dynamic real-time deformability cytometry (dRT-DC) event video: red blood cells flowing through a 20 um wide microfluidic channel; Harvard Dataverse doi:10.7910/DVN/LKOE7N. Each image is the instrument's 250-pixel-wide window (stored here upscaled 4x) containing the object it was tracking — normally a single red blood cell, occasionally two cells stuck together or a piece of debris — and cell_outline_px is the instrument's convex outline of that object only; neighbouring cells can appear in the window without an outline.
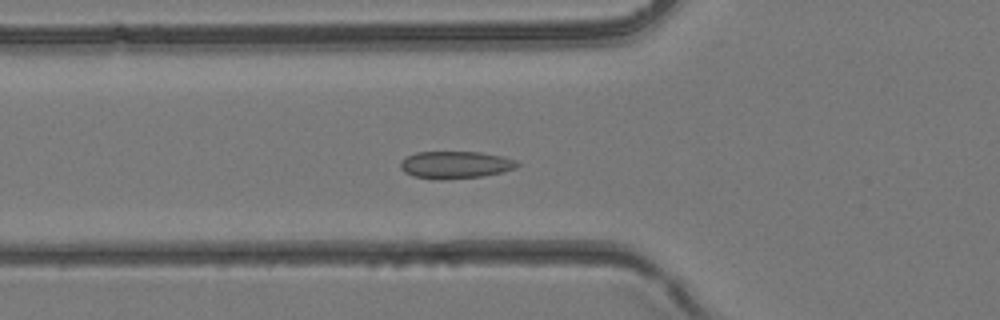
{"species": "common noctule bat (a hibernating species)", "species_latin": "Nyctalus noctula", "temperature_condition": "room temperature", "stored_images_in_passage": 37, "camera_frame_rate_fps": 3000, "um_per_image_px": 0.085, "animal": {"sex": "female", "body_mass_g": 24.6, "forearm_length_mm": 56.2}, "frame": {"image": 1, "passage_image": 11, "time_ms": 3.333, "image_size_px": [1000, 320], "cell_outline_px": [[520, 164], [516, 168], [484, 176], [440, 180], [412, 176], [404, 172], [400, 168], [400, 160], [416, 152], [480, 152], [500, 156], [516, 160]], "centroid_in_image_um": [38.68, 14.01], "position_along_channel_um": 87.1, "area_um2": 18.61}}
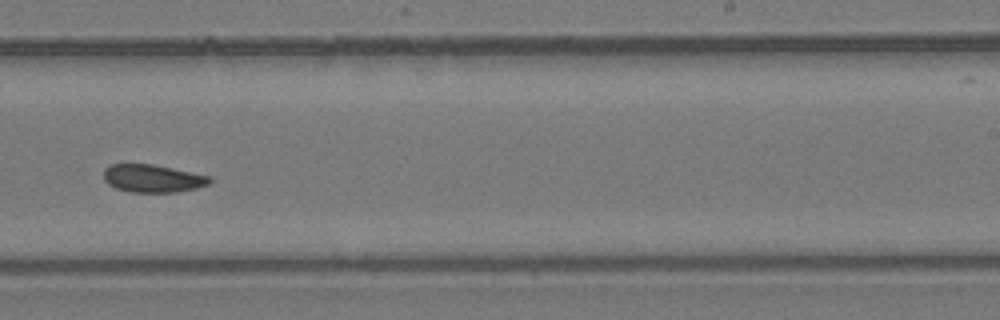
{"frame": {"image": 2, "passage_image": 22, "time_ms": 7.0, "image_size_px": [1000, 320], "cell_outline_px": [[212, 180], [208, 184], [196, 188], [176, 192], [128, 192], [116, 188], [108, 184], [104, 180], [104, 168], [108, 164], [152, 164], [212, 176]], "centroid_in_image_um": [12.96, 15.16], "position_along_channel_um": 276.0, "area_um2": 17.28}}
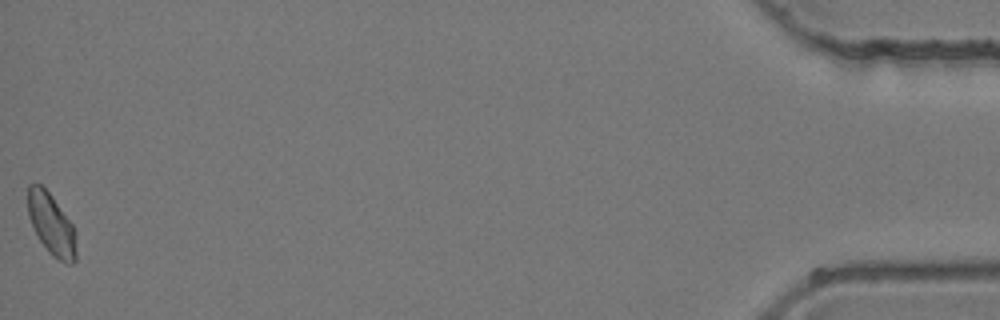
{"frame": {"image": 3, "passage_image": 37, "time_ms": 12.0, "image_size_px": [1000, 320], "cell_outline_px": [[76, 260], [72, 264], [68, 264], [52, 256], [48, 252], [40, 240], [28, 216], [28, 184], [40, 184], [52, 196], [72, 224], [76, 232]], "centroid_in_image_um": [4.39, 19.09], "position_along_channel_um": 430.8, "area_um2": 17.22}}